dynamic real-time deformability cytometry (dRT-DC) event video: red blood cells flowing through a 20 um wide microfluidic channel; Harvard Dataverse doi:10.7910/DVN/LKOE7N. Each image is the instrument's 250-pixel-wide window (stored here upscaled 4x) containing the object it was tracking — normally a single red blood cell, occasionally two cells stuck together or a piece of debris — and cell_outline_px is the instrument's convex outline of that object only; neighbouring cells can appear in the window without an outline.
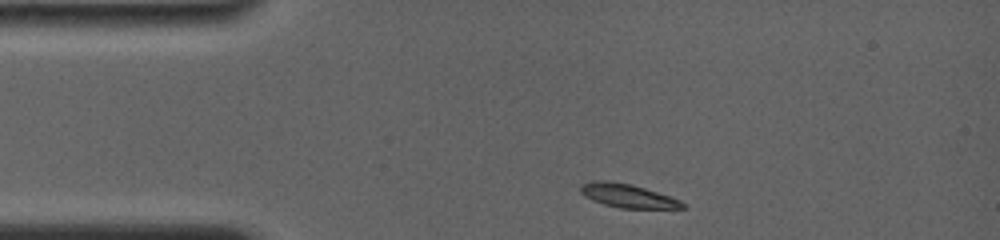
{"species": "common noctule bat (a hibernating species)", "species_latin": "Nyctalus noctula", "temperature_condition": "room temperature", "stored_images_in_passage": 14, "camera_frame_rate_fps": 4000, "um_per_image_px": 0.085, "animal": {"sex": "female", "body_mass_g": 19.0, "forearm_length_mm": 56.7}, "frame": {"image": 1, "passage_image": 1, "time_ms": 0.0, "image_size_px": [1000, 240], "cell_outline_px": [[684, 208], [620, 208], [604, 204], [592, 200], [584, 196], [580, 192], [580, 184], [592, 180], [608, 180], [632, 184], [672, 196], [680, 200], [684, 204]], "centroid_in_image_um": [53.32, 16.62], "position_along_channel_um": 31.7, "area_um2": 14.22}}